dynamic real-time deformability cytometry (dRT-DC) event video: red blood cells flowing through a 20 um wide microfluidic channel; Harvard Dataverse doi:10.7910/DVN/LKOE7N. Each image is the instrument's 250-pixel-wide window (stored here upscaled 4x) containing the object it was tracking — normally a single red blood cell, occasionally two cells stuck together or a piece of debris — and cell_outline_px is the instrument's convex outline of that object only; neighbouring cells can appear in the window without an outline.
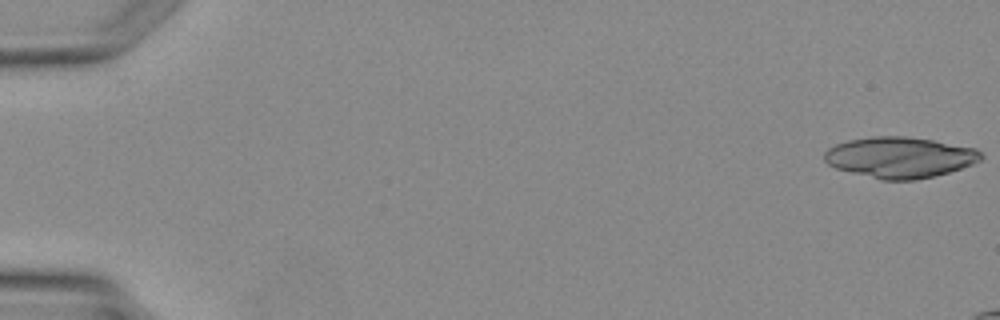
{"species": "Egyptian fruit bat (a non-hibernating species)", "species_latin": "Rousettus aegyptiacus", "temperature_condition": "warm", "stored_images_in_passage": 6, "camera_frame_rate_fps": 3000, "um_per_image_px": 0.085, "animal": {"sex": "female"}, "frame": {"image": 1, "passage_image": 1, "time_ms": 0.0, "image_size_px": [1000, 320], "cell_outline_px": [[984, 156], [980, 160], [972, 164], [936, 176], [916, 180], [880, 180], [836, 168], [828, 164], [824, 160], [824, 152], [828, 148], [836, 144], [848, 140], [872, 136], [904, 136], [932, 140], [976, 148]], "centroid_in_image_um": [76.47, 13.38], "position_along_channel_um": 8.5, "area_um2": 37.34}}
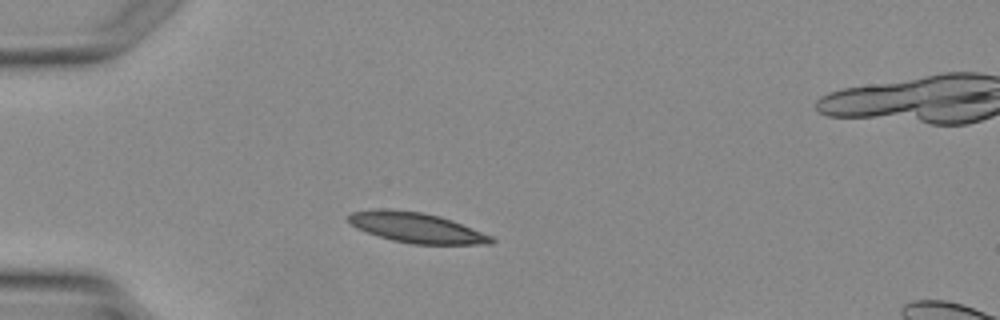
{"frame": {"image": 2, "passage_image": 5, "time_ms": 5.333, "image_size_px": [1000, 320], "cell_outline_px": [[496, 240], [492, 244], [412, 244], [392, 240], [356, 228], [348, 220], [348, 216], [352, 212], [380, 208], [388, 208], [424, 212], [440, 216], [452, 220], [492, 236]], "centroid_in_image_um": [35.41, 19.34], "position_along_channel_um": 49.6, "area_um2": 25.09}}